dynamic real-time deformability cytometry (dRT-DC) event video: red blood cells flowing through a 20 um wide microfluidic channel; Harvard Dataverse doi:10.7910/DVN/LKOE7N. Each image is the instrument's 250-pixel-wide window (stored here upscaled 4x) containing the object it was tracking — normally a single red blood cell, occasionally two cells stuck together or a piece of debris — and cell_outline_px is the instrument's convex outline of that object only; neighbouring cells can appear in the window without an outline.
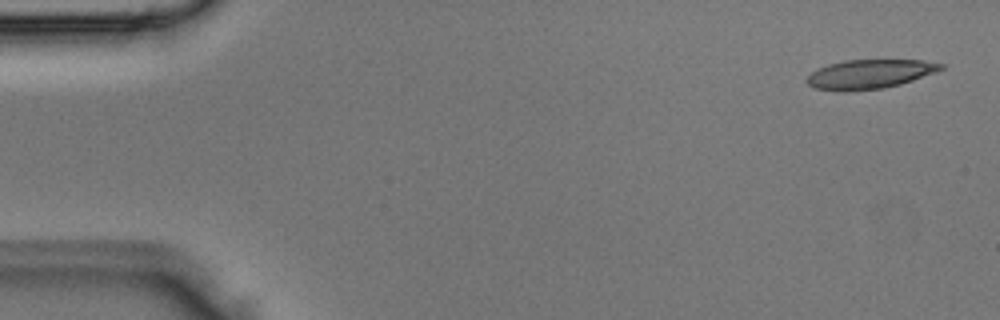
{"species": "Egyptian fruit bat (a non-hibernating species)", "species_latin": "Rousettus aegyptiacus", "temperature_condition": "room temperature", "stored_images_in_passage": 4, "camera_frame_rate_fps": 3000, "um_per_image_px": 0.085, "animal": {"sex": "male"}, "frame": {"image": 1, "passage_image": 1, "time_ms": 0.0, "image_size_px": [1000, 320], "cell_outline_px": [[948, 64], [944, 68], [936, 72], [900, 84], [884, 88], [848, 92], [840, 92], [812, 88], [804, 80], [816, 68], [828, 64], [844, 60], [920, 60]], "centroid_in_image_um": [73.88, 6.31], "position_along_channel_um": 11.1, "area_um2": 23.18}}